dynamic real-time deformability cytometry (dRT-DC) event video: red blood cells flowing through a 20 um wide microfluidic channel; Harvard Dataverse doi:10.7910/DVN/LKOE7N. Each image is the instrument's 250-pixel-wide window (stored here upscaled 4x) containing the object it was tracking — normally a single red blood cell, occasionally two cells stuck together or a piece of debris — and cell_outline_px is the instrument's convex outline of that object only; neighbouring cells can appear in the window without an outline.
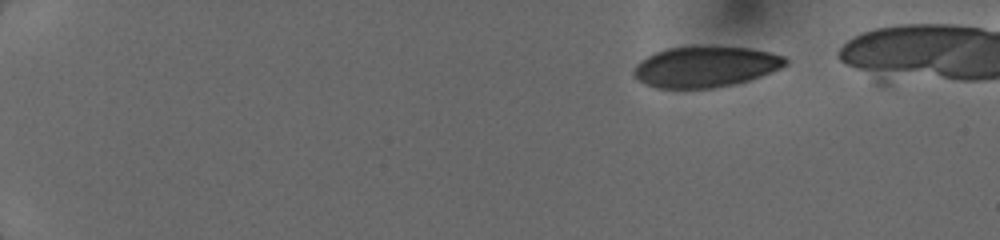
{"species": "human", "species_latin": "Homo sapiens", "temperature_condition": "cold", "stored_images_in_passage": 11, "camera_frame_rate_fps": 3000, "um_per_image_px": 0.085, "donor": {"sex": "female"}, "frame": {"image": 1, "passage_image": 1, "time_ms": 0.0, "image_size_px": [1000, 240], "cell_outline_px": [[788, 64], [772, 72], [748, 80], [732, 84], [712, 88], [656, 88], [644, 84], [636, 80], [632, 76], [632, 68], [640, 60], [656, 52], [668, 48], [748, 48], [772, 52], [784, 56], [788, 60]], "centroid_in_image_um": [59.92, 5.7], "position_along_channel_um": 25.1, "area_um2": 35.72}}
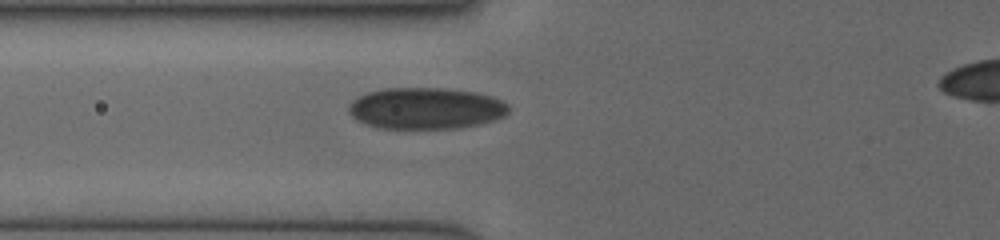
{"frame": {"image": 2, "passage_image": 9, "time_ms": 4.667, "image_size_px": [1000, 240], "cell_outline_px": [[508, 112], [504, 116], [480, 124], [456, 128], [376, 128], [352, 116], [348, 112], [348, 104], [352, 100], [368, 92], [384, 88], [444, 88], [476, 92], [492, 96], [508, 104]], "centroid_in_image_um": [36.19, 9.2], "position_along_channel_um": 89.6, "area_um2": 38.55}}
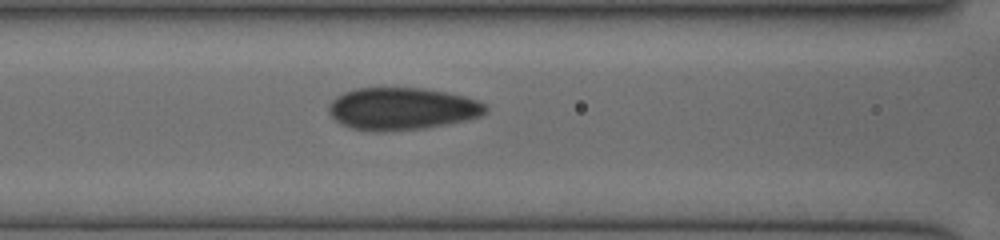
{"frame": {"image": 3, "passage_image": 11, "time_ms": 5.667, "image_size_px": [1000, 240], "cell_outline_px": [[488, 112], [480, 116], [468, 120], [424, 128], [352, 128], [336, 120], [328, 112], [328, 104], [336, 96], [344, 92], [356, 88], [424, 88], [464, 96], [488, 104]], "centroid_in_image_um": [34.23, 9.19], "position_along_channel_um": 132.4, "area_um2": 37.69}}